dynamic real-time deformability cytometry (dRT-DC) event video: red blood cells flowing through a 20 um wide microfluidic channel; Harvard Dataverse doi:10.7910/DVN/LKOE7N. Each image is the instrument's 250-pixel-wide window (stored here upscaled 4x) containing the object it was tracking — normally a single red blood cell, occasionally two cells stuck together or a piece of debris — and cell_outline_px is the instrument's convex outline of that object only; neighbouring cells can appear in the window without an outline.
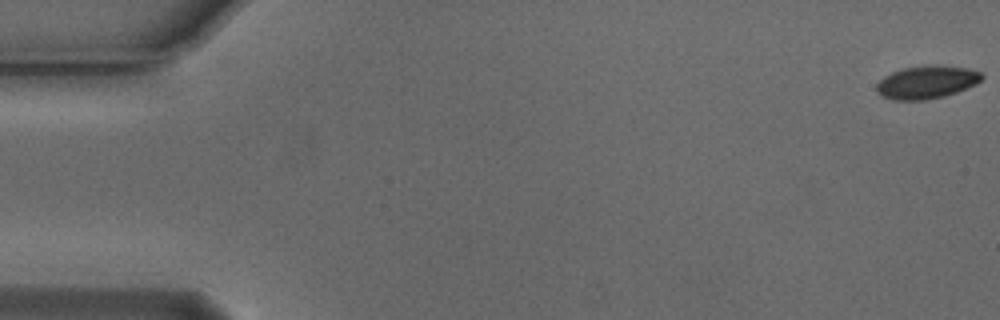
{"species": "Egyptian fruit bat (a non-hibernating species)", "species_latin": "Rousettus aegyptiacus", "temperature_condition": "cold", "stored_images_in_passage": 6, "camera_frame_rate_fps": 3000, "um_per_image_px": 0.085, "animal": {"sex": "male"}, "frame": {"image": 1, "passage_image": 1, "time_ms": 0.0, "image_size_px": [1000, 320], "cell_outline_px": [[984, 76], [976, 84], [956, 92], [944, 96], [924, 100], [892, 100], [880, 96], [876, 92], [876, 84], [884, 76], [892, 72], [904, 68], [924, 64], [936, 64], [968, 68], [980, 72]], "centroid_in_image_um": [78.74, 6.97], "position_along_channel_um": 6.3, "area_um2": 20.46}}